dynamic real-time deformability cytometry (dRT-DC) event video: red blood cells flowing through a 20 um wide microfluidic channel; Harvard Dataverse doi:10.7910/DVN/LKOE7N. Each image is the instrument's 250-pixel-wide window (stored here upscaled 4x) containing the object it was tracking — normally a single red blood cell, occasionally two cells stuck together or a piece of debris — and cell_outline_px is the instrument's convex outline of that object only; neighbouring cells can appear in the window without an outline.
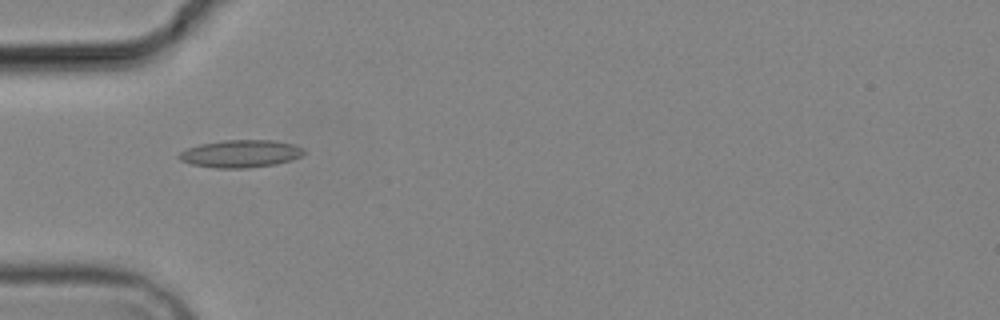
{"species": "common noctule bat (a hibernating species)", "species_latin": "Nyctalus noctula", "temperature_condition": "cold", "stored_images_in_passage": 6, "camera_frame_rate_fps": 3000, "um_per_image_px": 0.085, "animal": {"sex": "male", "body_mass_g": 19.2, "forearm_length_mm": 51.8}, "frame": {"image": 1, "passage_image": 5, "time_ms": 4.667, "image_size_px": [1000, 320], "cell_outline_px": [[308, 152], [292, 160], [276, 164], [248, 168], [216, 168], [192, 164], [180, 160], [176, 156], [180, 152], [188, 148], [200, 144], [224, 140], [272, 140], [292, 144], [304, 148]], "centroid_in_image_um": [20.47, 13.06], "position_along_channel_um": 64.5, "area_um2": 20.11}}
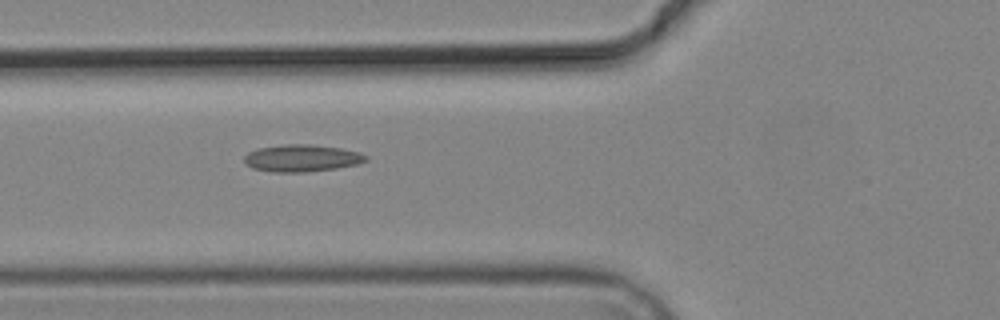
{"frame": {"image": 2, "passage_image": 6, "time_ms": 5.667, "image_size_px": [1000, 320], "cell_outline_px": [[368, 160], [356, 164], [336, 168], [304, 172], [272, 172], [252, 168], [244, 160], [244, 156], [248, 152], [256, 148], [284, 144], [312, 144], [340, 148], [360, 152], [368, 156]], "centroid_in_image_um": [25.64, 13.43], "position_along_channel_um": 100.2, "area_um2": 19.25}}